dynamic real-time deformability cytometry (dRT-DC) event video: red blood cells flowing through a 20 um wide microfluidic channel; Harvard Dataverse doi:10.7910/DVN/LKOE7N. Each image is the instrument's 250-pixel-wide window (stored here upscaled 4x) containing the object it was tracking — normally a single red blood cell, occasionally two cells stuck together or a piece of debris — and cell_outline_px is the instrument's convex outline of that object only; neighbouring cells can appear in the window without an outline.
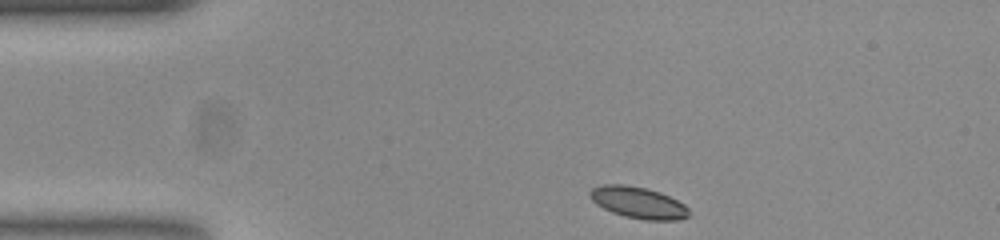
{"species": "common noctule bat (a hibernating species)", "species_latin": "Nyctalus noctula", "temperature_condition": "room temperature", "stored_images_in_passage": 45, "camera_frame_rate_fps": 3000, "um_per_image_px": 0.085, "animal": {"sex": "female", "body_mass_g": 23.0, "forearm_length_mm": 53.4}, "frame": {"image": 1, "passage_image": 1, "time_ms": 0.0, "image_size_px": [1000, 240], "cell_outline_px": [[688, 216], [676, 220], [644, 220], [624, 216], [612, 212], [596, 204], [592, 200], [588, 192], [592, 188], [604, 184], [624, 184], [644, 188], [660, 192], [684, 204], [688, 208]], "centroid_in_image_um": [54.22, 17.22], "position_along_channel_um": 30.8, "area_um2": 18.03}}
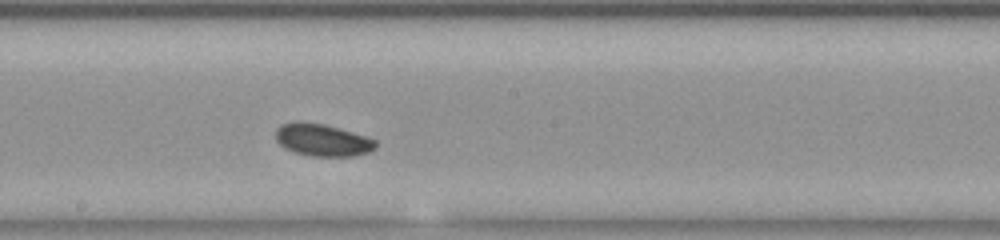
{"frame": {"image": 2, "passage_image": 20, "time_ms": 6.333, "image_size_px": [1000, 240], "cell_outline_px": [[376, 148], [368, 152], [352, 156], [308, 156], [284, 148], [276, 140], [276, 128], [280, 124], [296, 120], [300, 120], [324, 124], [352, 132], [376, 140]], "centroid_in_image_um": [27.35, 11.88], "position_along_channel_um": 220.8, "area_um2": 18.9}}
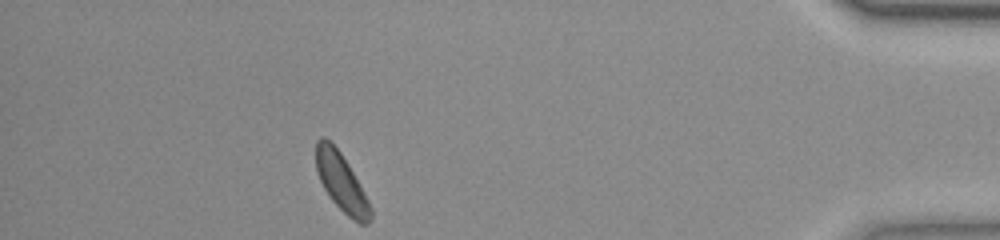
{"frame": {"image": 3, "passage_image": 39, "time_ms": 12.667, "image_size_px": [1000, 240], "cell_outline_px": [[372, 220], [368, 224], [360, 224], [352, 220], [332, 200], [324, 188], [316, 172], [316, 140], [320, 136], [324, 136], [340, 152], [348, 164], [364, 192], [372, 208]], "centroid_in_image_um": [29.03, 15.52], "position_along_channel_um": 406.2, "area_um2": 18.32}, "authors_computed_cell_mechanics": {"area_um2": 18.3804, "velocity_mm_per_s": 3.7838, "shape_relaxation_time_tau1_ms": 1.8264, "shape_relaxation_time_tau2_ms": null, "deformation_change_tau1": 0.0508, "deformation_change_tau2": null}}